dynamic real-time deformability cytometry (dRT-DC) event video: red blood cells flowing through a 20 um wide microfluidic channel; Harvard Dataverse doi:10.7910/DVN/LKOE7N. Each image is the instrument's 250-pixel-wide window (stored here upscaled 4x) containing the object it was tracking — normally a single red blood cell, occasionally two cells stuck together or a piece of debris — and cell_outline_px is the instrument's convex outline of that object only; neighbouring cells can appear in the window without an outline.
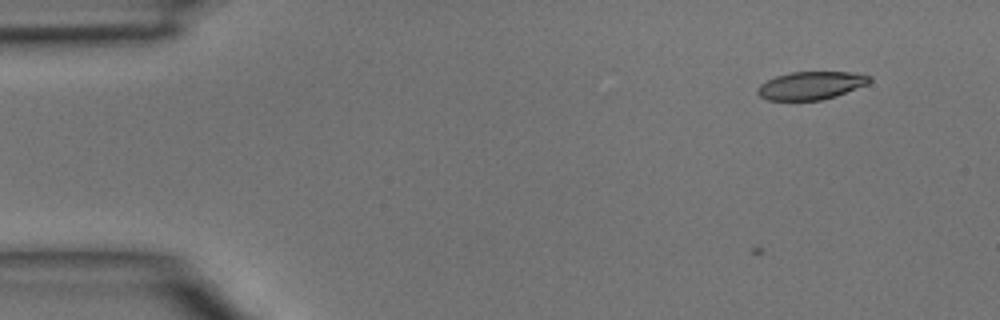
{"species": "common noctule bat (a hibernating species)", "species_latin": "Nyctalus noctula", "temperature_condition": "room temperature", "stored_images_in_passage": 5, "camera_frame_rate_fps": 3000, "um_per_image_px": 0.085, "animal": {"sex": "male", "body_mass_g": 15.6}, "frame": {"image": 1, "passage_image": 5, "time_ms": 1.333, "image_size_px": [1000, 320], "cell_outline_px": [[872, 80], [868, 84], [836, 96], [820, 100], [768, 100], [760, 96], [756, 92], [756, 88], [760, 84], [776, 76], [792, 72], [848, 72], [872, 76]], "centroid_in_image_um": [68.93, 7.27], "position_along_channel_um": 16.1, "area_um2": 18.21}}